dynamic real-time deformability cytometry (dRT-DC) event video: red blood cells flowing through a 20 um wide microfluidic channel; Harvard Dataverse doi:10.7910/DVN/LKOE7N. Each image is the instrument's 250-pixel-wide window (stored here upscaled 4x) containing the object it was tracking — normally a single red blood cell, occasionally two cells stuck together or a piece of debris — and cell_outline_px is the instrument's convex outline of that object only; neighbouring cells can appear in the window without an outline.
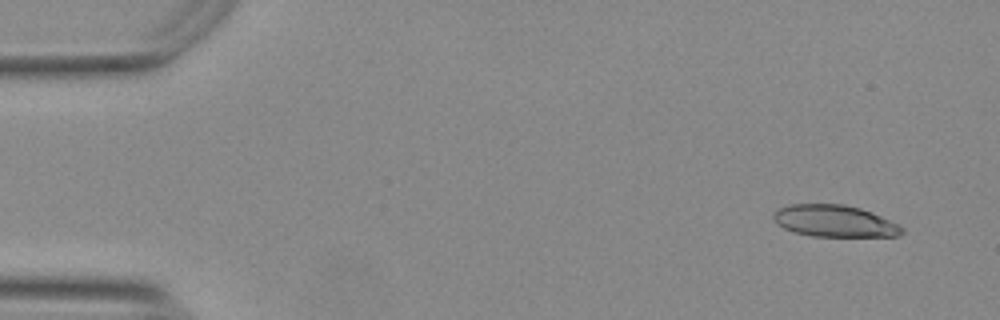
{"species": "Egyptian fruit bat (a non-hibernating species)", "species_latin": "Rousettus aegyptiacus", "temperature_condition": "warm", "stored_images_in_passage": 51, "camera_frame_rate_fps": 3000, "um_per_image_px": 0.085, "animal": {"sex": "female"}, "frame": {"image": 1, "passage_image": 3, "time_ms": 0.667, "image_size_px": [1000, 320], "cell_outline_px": [[904, 232], [900, 236], [812, 236], [796, 232], [784, 228], [776, 224], [772, 216], [780, 208], [788, 204], [844, 204], [860, 208], [872, 212], [900, 224], [904, 228]], "centroid_in_image_um": [70.97, 18.78], "position_along_channel_um": 14.0, "area_um2": 23.87}}
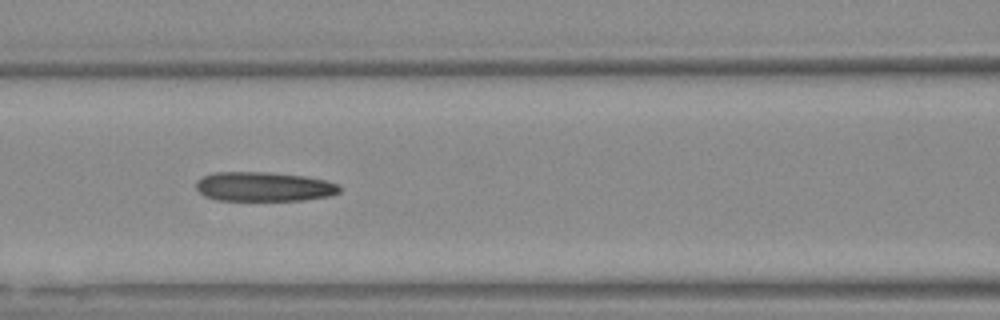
{"frame": {"image": 2, "passage_image": 23, "time_ms": 7.333, "image_size_px": [1000, 320], "cell_outline_px": [[340, 192], [332, 196], [304, 200], [216, 200], [204, 196], [196, 188], [196, 180], [204, 176], [216, 172], [268, 172], [304, 176], [328, 180], [340, 184]], "centroid_in_image_um": [22.47, 15.87], "position_along_channel_um": 144.1, "area_um2": 24.8}}
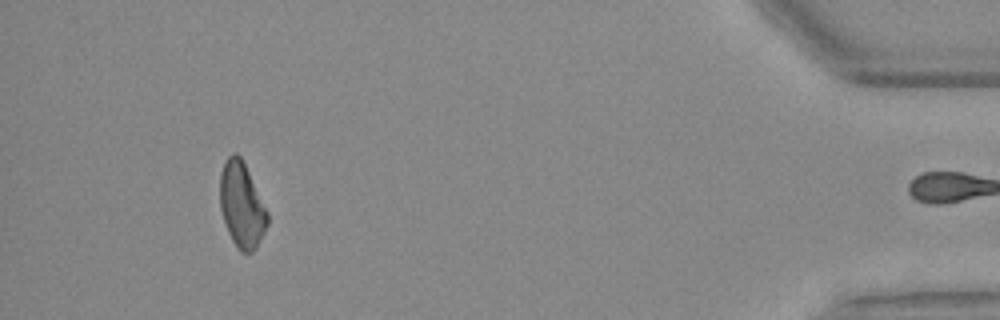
{"frame": {"image": 3, "passage_image": 50, "time_ms": 16.333, "image_size_px": [1000, 320], "cell_outline_px": [[268, 224], [256, 248], [252, 252], [240, 252], [232, 240], [228, 232], [220, 208], [220, 176], [224, 164], [228, 156], [232, 152], [236, 152], [240, 156], [268, 212]], "centroid_in_image_um": [20.54, 17.45], "position_along_channel_um": 414.7, "area_um2": 23.24}, "authors_computed_cell_mechanics": {"area_um2": 24.9118, "velocity_mm_per_s": 3.7548, "shape_relaxation_time_tau1_ms": 8.42, "shape_relaxation_time_tau2_ms": 3.9868, "deformation_change_tau1": 0.1744, "deformation_change_tau2": 0.16}}